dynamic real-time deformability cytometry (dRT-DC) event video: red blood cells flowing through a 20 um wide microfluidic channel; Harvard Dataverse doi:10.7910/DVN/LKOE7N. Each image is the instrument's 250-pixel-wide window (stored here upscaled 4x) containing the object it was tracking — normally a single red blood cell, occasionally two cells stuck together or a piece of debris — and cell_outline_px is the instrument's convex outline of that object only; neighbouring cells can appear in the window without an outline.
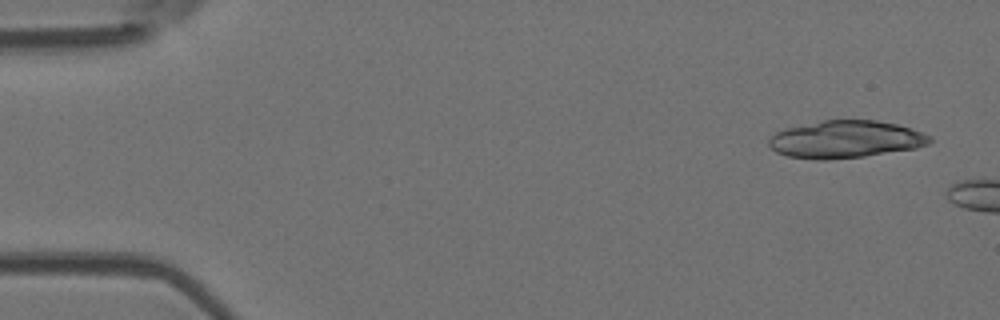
{"species": "Egyptian fruit bat (a non-hibernating species)", "species_latin": "Rousettus aegyptiacus", "temperature_condition": "room temperature", "stored_images_in_passage": 4, "camera_frame_rate_fps": 3000, "um_per_image_px": 0.085, "animal": {"sex": "female"}, "frame": {"image": 1, "passage_image": 1, "time_ms": 0.0, "image_size_px": [1000, 320], "cell_outline_px": [[932, 140], [928, 144], [916, 148], [864, 156], [824, 160], [816, 160], [788, 156], [776, 152], [768, 144], [768, 140], [776, 132], [784, 128], [824, 120], [876, 120], [896, 124], [912, 128], [932, 136]], "centroid_in_image_um": [71.88, 11.84], "position_along_channel_um": 13.1, "area_um2": 35.08}}